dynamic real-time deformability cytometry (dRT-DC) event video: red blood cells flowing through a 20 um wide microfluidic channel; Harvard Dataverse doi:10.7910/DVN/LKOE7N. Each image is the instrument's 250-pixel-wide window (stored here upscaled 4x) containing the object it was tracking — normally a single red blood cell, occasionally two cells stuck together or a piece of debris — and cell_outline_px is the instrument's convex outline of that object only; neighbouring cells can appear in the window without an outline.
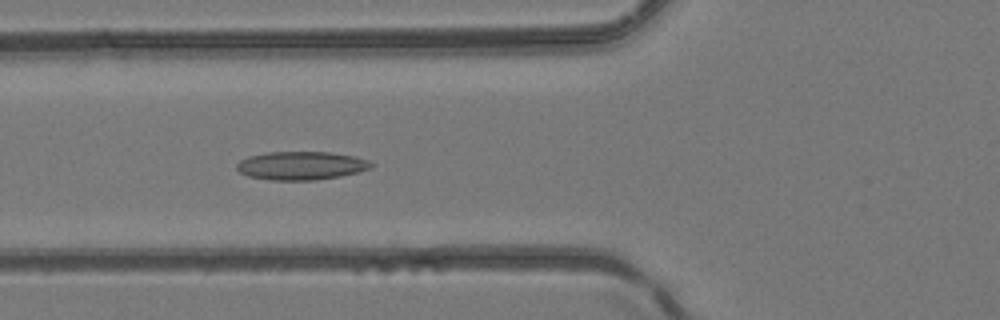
{"species": "common noctule bat (a hibernating species)", "species_latin": "Nyctalus noctula", "temperature_condition": "room temperature", "stored_images_in_passage": 2, "camera_frame_rate_fps": 3000, "um_per_image_px": 0.085, "animal": {"sex": "female", "body_mass_g": 24.6, "forearm_length_mm": 56.2}, "frame": {"image": 1, "passage_image": 2, "time_ms": 0.333, "image_size_px": [1000, 320], "cell_outline_px": [[376, 164], [372, 168], [360, 172], [340, 176], [316, 180], [272, 180], [248, 176], [240, 172], [236, 168], [236, 164], [240, 160], [248, 156], [268, 152], [332, 152], [356, 156], [368, 160]], "centroid_in_image_um": [25.65, 14.07], "position_along_channel_um": 100.2, "area_um2": 22.48}}